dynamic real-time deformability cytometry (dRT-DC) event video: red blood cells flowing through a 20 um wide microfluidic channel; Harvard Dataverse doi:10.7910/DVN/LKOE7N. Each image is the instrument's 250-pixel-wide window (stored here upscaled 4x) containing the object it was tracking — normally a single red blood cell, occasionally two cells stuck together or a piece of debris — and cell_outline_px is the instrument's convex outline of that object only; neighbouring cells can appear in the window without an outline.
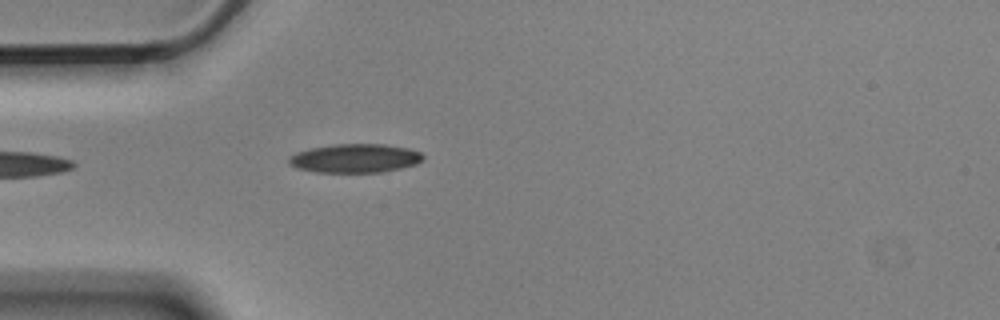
{"species": "Egyptian fruit bat (a non-hibernating species)", "species_latin": "Rousettus aegyptiacus", "temperature_condition": "cold", "stored_images_in_passage": 5, "camera_frame_rate_fps": 3000, "um_per_image_px": 0.085, "animal": {"sex": "male"}, "frame": {"image": 1, "passage_image": 5, "time_ms": 1.333, "image_size_px": [1000, 320], "cell_outline_px": [[424, 160], [416, 164], [400, 168], [380, 172], [316, 172], [296, 168], [288, 164], [288, 156], [296, 152], [312, 148], [332, 144], [384, 144], [408, 148], [420, 152], [424, 156]], "centroid_in_image_um": [30.16, 13.45], "position_along_channel_um": 54.8, "area_um2": 22.6}}